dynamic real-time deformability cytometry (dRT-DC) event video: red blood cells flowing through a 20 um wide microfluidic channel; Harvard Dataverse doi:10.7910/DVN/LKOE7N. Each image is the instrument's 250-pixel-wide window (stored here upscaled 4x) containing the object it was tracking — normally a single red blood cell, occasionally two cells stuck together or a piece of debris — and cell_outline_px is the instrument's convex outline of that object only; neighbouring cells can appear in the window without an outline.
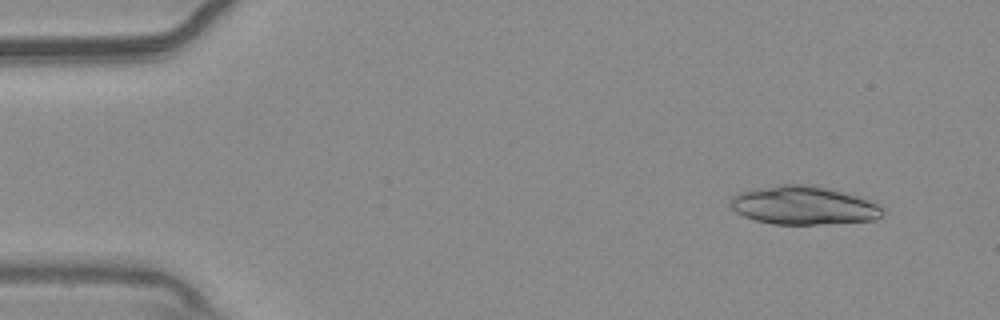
{"species": "common noctule bat (a hibernating species)", "species_latin": "Nyctalus noctula", "temperature_condition": "warm", "stored_images_in_passage": 20, "camera_frame_rate_fps": 3000, "um_per_image_px": 0.085, "animal": {"sex": "male", "body_mass_g": 20.4}, "frame": {"image": 1, "passage_image": 5, "time_ms": 1.333, "image_size_px": [1000, 320], "cell_outline_px": [[884, 212], [880, 216], [872, 220], [816, 224], [772, 224], [756, 220], [744, 216], [736, 212], [728, 204], [728, 200], [732, 196], [740, 192], [780, 184], [804, 184], [828, 188], [876, 200], [884, 208]], "centroid_in_image_um": [68.33, 17.45], "position_along_channel_um": 16.7, "area_um2": 34.28}}